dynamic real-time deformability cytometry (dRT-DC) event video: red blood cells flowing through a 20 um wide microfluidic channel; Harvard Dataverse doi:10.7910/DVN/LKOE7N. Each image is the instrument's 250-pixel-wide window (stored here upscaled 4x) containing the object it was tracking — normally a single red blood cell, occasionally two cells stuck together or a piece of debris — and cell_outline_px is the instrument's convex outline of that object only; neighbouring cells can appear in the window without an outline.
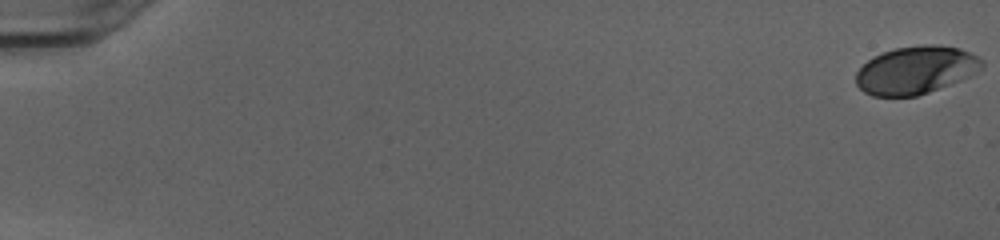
{"species": "human", "species_latin": "Homo sapiens", "temperature_condition": "cold", "stored_images_in_passage": 53, "camera_frame_rate_fps": 3000, "um_per_image_px": 0.085, "donor": {"sex": "female"}, "frame": {"image": 1, "passage_image": 1, "time_ms": 0.0, "image_size_px": [1000, 240], "cell_outline_px": [[984, 68], [960, 80], [928, 92], [916, 96], [872, 96], [864, 92], [856, 84], [856, 72], [868, 60], [884, 52], [896, 48], [924, 44], [940, 44], [960, 48], [984, 60]], "centroid_in_image_um": [77.86, 5.95], "position_along_channel_um": 7.1, "area_um2": 34.97}}
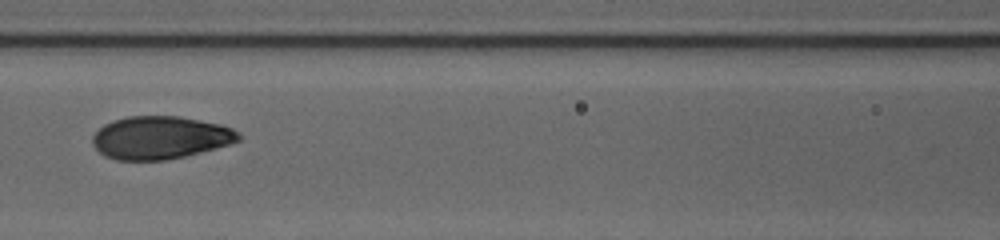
{"frame": {"image": 2, "passage_image": 26, "time_ms": 8.333, "image_size_px": [1000, 240], "cell_outline_px": [[240, 140], [232, 144], [184, 156], [164, 160], [116, 160], [104, 156], [92, 144], [92, 136], [104, 124], [112, 120], [128, 116], [180, 116], [220, 124], [232, 128], [240, 132]], "centroid_in_image_um": [13.62, 11.69], "position_along_channel_um": 153.0, "area_um2": 36.59}}
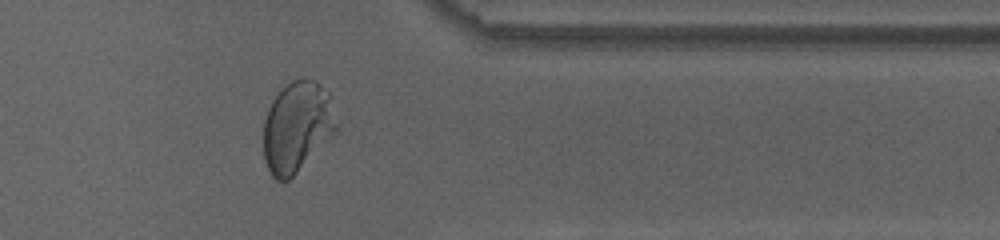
{"frame": {"image": 3, "passage_image": 44, "time_ms": 14.333, "image_size_px": [1000, 240], "cell_outline_px": [[340, 132], [288, 180], [276, 180], [272, 176], [264, 160], [264, 120], [268, 108], [272, 100], [292, 80], [312, 80], [320, 84], [328, 92], [340, 124]], "centroid_in_image_um": [25.32, 10.82], "position_along_channel_um": 386.1, "area_um2": 39.02}, "authors_computed_cell_mechanics": {"area_um2": 36.3562, "velocity_mm_per_s": 4.0217, "shape_relaxation_time_tau1_ms": 3.389, "shape_relaxation_time_tau2_ms": null, "deformation_change_tau1": 0.1738, "deformation_change_tau2": null}}